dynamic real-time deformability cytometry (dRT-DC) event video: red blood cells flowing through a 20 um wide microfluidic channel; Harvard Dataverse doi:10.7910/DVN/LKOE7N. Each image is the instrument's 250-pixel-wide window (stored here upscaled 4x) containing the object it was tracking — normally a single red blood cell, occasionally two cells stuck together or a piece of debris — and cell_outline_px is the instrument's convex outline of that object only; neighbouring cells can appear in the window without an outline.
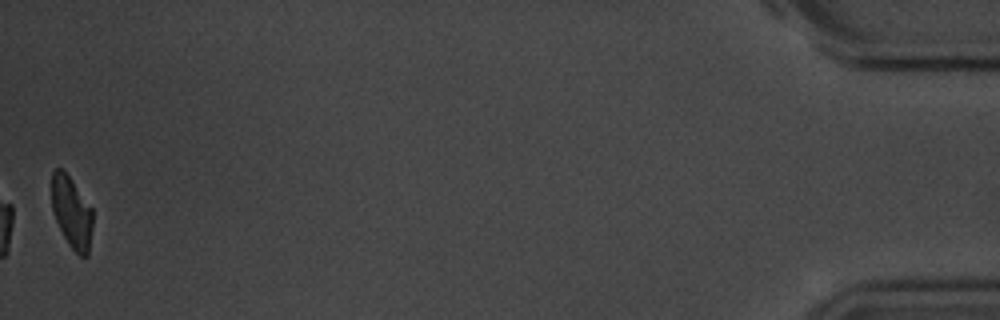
{"species": "common noctule bat (a hibernating species)", "species_latin": "Nyctalus noctula", "temperature_condition": "room temperature", "stored_images_in_passage": 53, "camera_frame_rate_fps": 3000, "um_per_image_px": 0.085, "animal": {"sex": "male", "body_mass_g": 20.1, "forearm_length_mm": 53.5}, "frame": {"image": 1, "passage_image": 53, "time_ms": 17.333, "image_size_px": [1000, 320], "cell_outline_px": [[92, 228], [88, 256], [80, 256], [68, 244], [52, 212], [52, 172], [56, 168], [60, 168], [72, 180], [92, 208]], "centroid_in_image_um": [6.1, 18.06], "position_along_channel_um": 429.1, "area_um2": 16.94}, "authors_computed_cell_mechanics": {"area_um2": 19.7098, "velocity_mm_per_s": 3.6542, "shape_relaxation_time_tau1_ms": 2.4276, "shape_relaxation_time_tau2_ms": 9.5798, "deformation_change_tau1": 0.1154, "deformation_change_tau2": 0.1651}}